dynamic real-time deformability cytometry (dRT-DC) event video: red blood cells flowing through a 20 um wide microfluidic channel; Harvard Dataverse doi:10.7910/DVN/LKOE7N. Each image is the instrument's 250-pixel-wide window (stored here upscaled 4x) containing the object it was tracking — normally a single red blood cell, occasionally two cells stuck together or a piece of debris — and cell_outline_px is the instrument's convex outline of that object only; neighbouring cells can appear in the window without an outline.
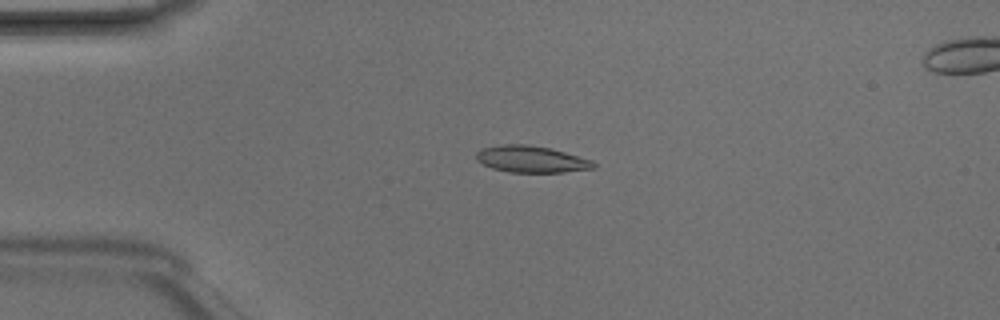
{"species": "Egyptian fruit bat (a non-hibernating species)", "species_latin": "Rousettus aegyptiacus", "temperature_condition": "room temperature", "stored_images_in_passage": 4, "camera_frame_rate_fps": 3000, "um_per_image_px": 0.085, "animal": {"sex": "male"}, "frame": {"image": 1, "passage_image": 2, "time_ms": 0.333, "image_size_px": [1000, 320], "cell_outline_px": [[596, 168], [564, 172], [508, 172], [492, 168], [476, 160], [476, 152], [480, 148], [500, 144], [528, 144], [552, 148], [592, 160], [596, 164]], "centroid_in_image_um": [45.15, 13.52], "position_along_channel_um": 39.8, "area_um2": 18.44}}